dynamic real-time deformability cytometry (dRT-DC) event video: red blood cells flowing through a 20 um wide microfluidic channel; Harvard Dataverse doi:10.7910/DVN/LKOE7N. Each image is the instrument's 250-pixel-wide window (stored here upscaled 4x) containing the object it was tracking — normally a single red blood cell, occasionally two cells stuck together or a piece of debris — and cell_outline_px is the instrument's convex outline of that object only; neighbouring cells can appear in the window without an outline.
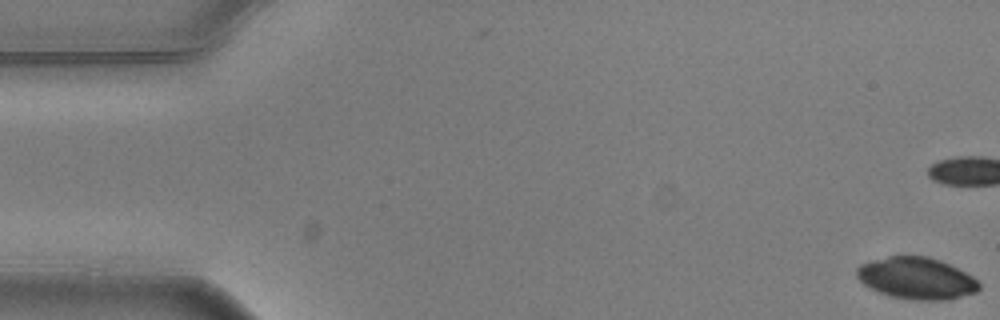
{"species": "common noctule bat (a hibernating species)", "species_latin": "Nyctalus noctula", "temperature_condition": "warm", "stored_images_in_passage": 6, "camera_frame_rate_fps": 3000, "um_per_image_px": 0.085, "animal": {"sex": "male", "body_mass_g": 20.5, "forearm_length_mm": 52.5}, "frame": {"image": 1, "passage_image": 1, "time_ms": 0.0, "image_size_px": [1000, 320], "cell_outline_px": [[980, 288], [976, 292], [948, 300], [912, 300], [888, 296], [864, 284], [856, 276], [856, 268], [860, 264], [872, 260], [888, 256], [928, 256], [940, 260], [972, 276], [980, 284]], "centroid_in_image_um": [77.89, 23.66], "position_along_channel_um": 7.1, "area_um2": 29.71}}